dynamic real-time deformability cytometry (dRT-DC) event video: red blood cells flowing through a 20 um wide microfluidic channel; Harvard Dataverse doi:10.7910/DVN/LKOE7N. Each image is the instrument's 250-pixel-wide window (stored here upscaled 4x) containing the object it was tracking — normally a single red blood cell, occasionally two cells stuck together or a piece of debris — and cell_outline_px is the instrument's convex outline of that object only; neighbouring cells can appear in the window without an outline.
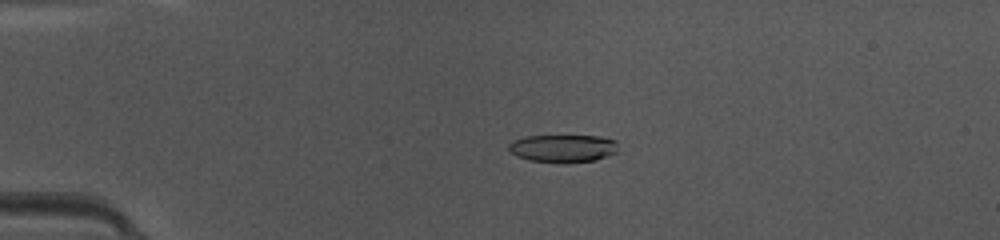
{"species": "common noctule bat (a hibernating species)", "species_latin": "Nyctalus noctula", "temperature_condition": "warm", "stored_images_in_passage": 48, "camera_frame_rate_fps": 3000, "um_per_image_px": 0.085, "animal": {"sex": "female", "body_mass_g": 10.0, "forearm_length_mm": 53.1}, "frame": {"image": 1, "passage_image": 12, "time_ms": 3.667, "image_size_px": [1000, 240], "cell_outline_px": [[616, 152], [596, 160], [564, 164], [528, 160], [516, 156], [508, 148], [508, 144], [512, 140], [524, 136], [600, 136], [616, 140]], "centroid_in_image_um": [47.82, 12.62], "position_along_channel_um": 37.2, "area_um2": 17.92}}
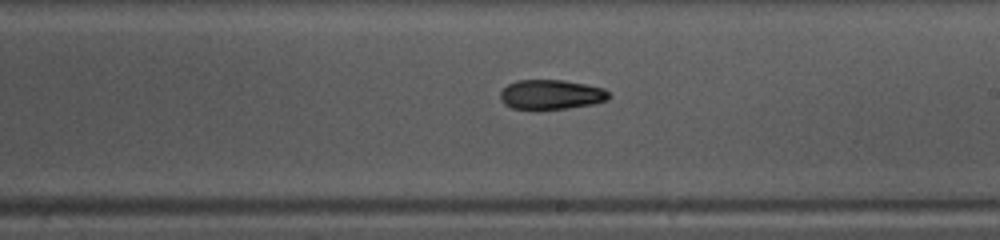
{"frame": {"image": 2, "passage_image": 29, "time_ms": 9.333, "image_size_px": [1000, 240], "cell_outline_px": [[612, 96], [608, 100], [592, 104], [568, 108], [512, 108], [504, 104], [500, 100], [500, 92], [508, 84], [516, 80], [564, 80], [604, 88]], "centroid_in_image_um": [46.86, 8.02], "position_along_channel_um": 242.1, "area_um2": 18.61}}
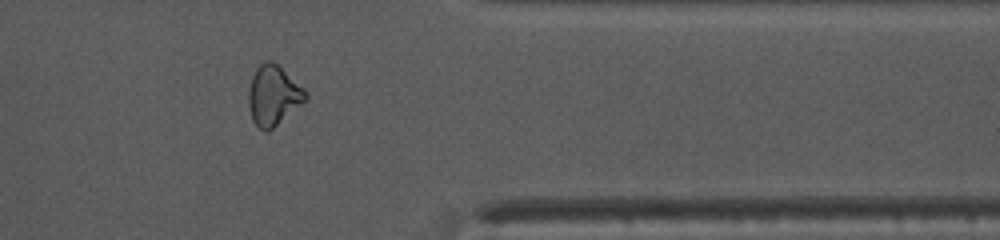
{"frame": {"image": 3, "passage_image": 40, "time_ms": 13.0, "image_size_px": [1000, 240], "cell_outline_px": [[308, 100], [268, 132], [264, 132], [252, 120], [248, 104], [248, 92], [252, 76], [256, 68], [264, 60], [272, 60], [304, 88], [308, 96]], "centroid_in_image_um": [23.24, 8.12], "position_along_channel_um": 388.2, "area_um2": 20.06}, "authors_computed_cell_mechanics": {"area_um2": 19.1607, "velocity_mm_per_s": 4.2455, "shape_relaxation_time_tau1_ms": null, "shape_relaxation_time_tau2_ms": 3.3855, "deformation_change_tau1": null, "deformation_change_tau2": 0.1156}}